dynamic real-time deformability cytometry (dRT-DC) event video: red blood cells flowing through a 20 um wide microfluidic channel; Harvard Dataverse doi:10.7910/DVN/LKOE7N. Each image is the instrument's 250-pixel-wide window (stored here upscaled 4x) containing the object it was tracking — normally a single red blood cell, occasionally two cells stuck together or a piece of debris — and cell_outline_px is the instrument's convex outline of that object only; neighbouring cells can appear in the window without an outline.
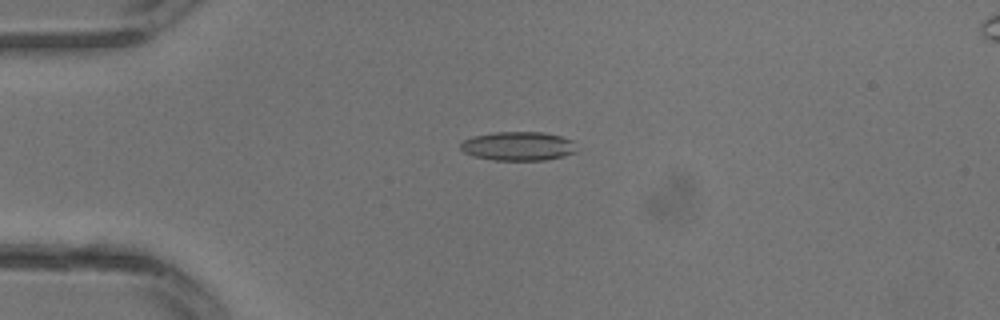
{"species": "common noctule bat (a hibernating species)", "species_latin": "Nyctalus noctula", "temperature_condition": "warm", "stored_images_in_passage": 7, "camera_frame_rate_fps": 3000, "um_per_image_px": 0.085, "animal": {"sex": "male", "body_mass_g": 13.3}, "frame": {"image": 1, "passage_image": 3, "time_ms": 0.667, "image_size_px": [1000, 320], "cell_outline_px": [[576, 152], [564, 156], [544, 160], [492, 160], [476, 156], [464, 152], [460, 148], [460, 144], [464, 140], [472, 136], [496, 132], [544, 132], [560, 136], [572, 140]], "centroid_in_image_um": [44.04, 12.42], "position_along_channel_um": 41.0, "area_um2": 19.48}}
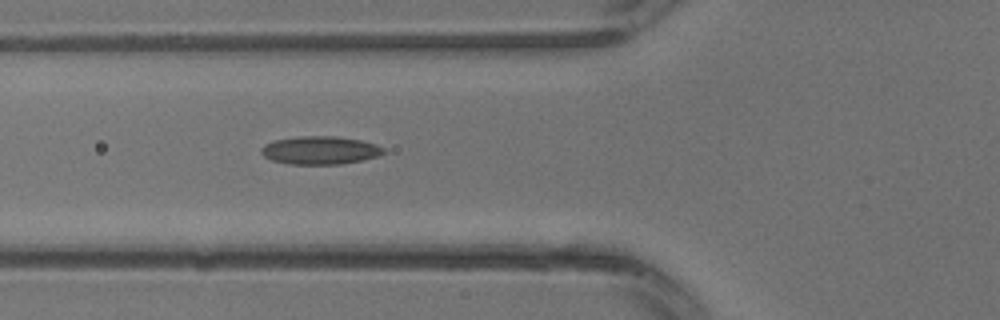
{"frame": {"image": 2, "passage_image": 7, "time_ms": 2.0, "image_size_px": [1000, 320], "cell_outline_px": [[384, 152], [376, 156], [360, 160], [340, 164], [288, 164], [272, 160], [264, 156], [260, 152], [260, 148], [264, 144], [276, 140], [300, 136], [336, 136], [360, 140], [376, 144], [384, 148]], "centroid_in_image_um": [27.17, 12.77], "position_along_channel_um": 98.6, "area_um2": 19.88}}